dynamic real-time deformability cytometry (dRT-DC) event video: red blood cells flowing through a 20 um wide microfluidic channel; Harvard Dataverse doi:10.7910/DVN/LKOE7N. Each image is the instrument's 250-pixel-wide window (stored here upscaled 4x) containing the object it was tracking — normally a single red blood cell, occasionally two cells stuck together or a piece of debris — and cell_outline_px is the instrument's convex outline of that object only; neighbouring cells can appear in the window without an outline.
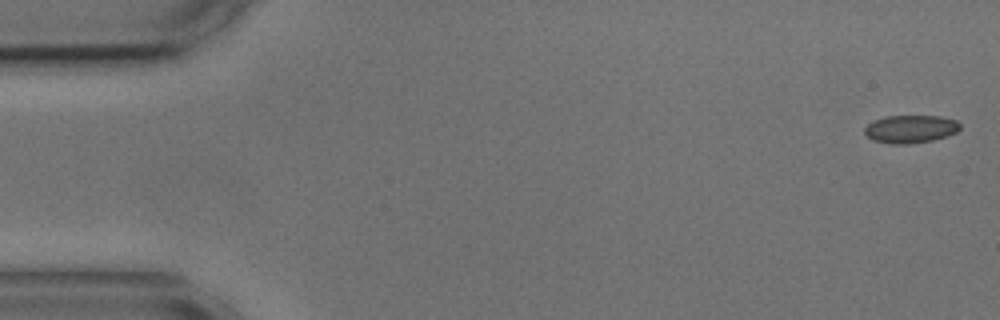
{"species": "common noctule bat (a hibernating species)", "species_latin": "Nyctalus noctula", "temperature_condition": "cold", "stored_images_in_passage": 2, "camera_frame_rate_fps": 3000, "um_per_image_px": 0.085, "animal": {"sex": "male", "body_mass_g": 17.9, "forearm_length_mm": 54.2}, "frame": {"image": 1, "passage_image": 2, "time_ms": 1.333, "image_size_px": [1000, 320], "cell_outline_px": [[960, 128], [956, 132], [948, 136], [932, 140], [908, 144], [892, 144], [872, 140], [864, 132], [864, 128], [868, 124], [884, 116], [940, 116], [956, 120], [960, 124]], "centroid_in_image_um": [77.4, 10.97], "position_along_channel_um": 7.6, "area_um2": 15.49}}